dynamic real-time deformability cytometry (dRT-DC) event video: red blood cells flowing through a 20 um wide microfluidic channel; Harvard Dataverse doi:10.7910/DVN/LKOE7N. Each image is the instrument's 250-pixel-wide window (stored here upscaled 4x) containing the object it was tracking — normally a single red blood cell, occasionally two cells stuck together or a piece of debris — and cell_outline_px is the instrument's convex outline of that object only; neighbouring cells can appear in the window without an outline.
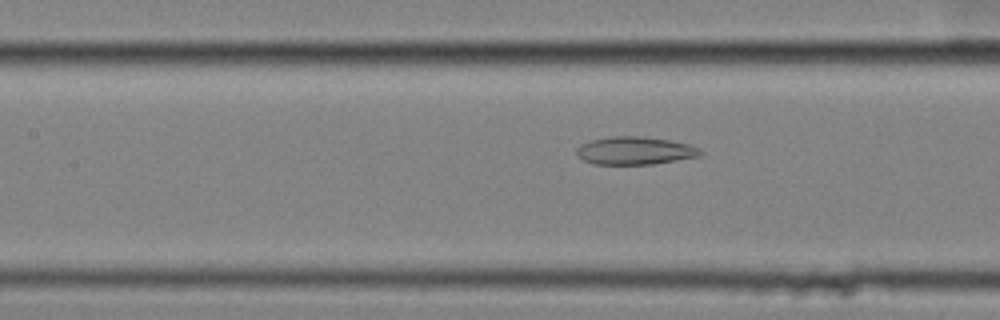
{"species": "common noctule bat (a hibernating species)", "species_latin": "Nyctalus noctula", "temperature_condition": "cold", "stored_images_in_passage": 54, "camera_frame_rate_fps": 3000, "um_per_image_px": 0.085, "animal": {"sex": "female", "body_mass_g": 25.1}, "frame": {"image": 1, "passage_image": 23, "time_ms": 7.333, "image_size_px": [1000, 320], "cell_outline_px": [[704, 152], [700, 156], [652, 164], [592, 164], [584, 160], [576, 152], [576, 148], [580, 144], [592, 140], [612, 136], [640, 136], [668, 140], [688, 144], [700, 148]], "centroid_in_image_um": [53.97, 12.8], "position_along_channel_um": 153.4, "area_um2": 20.0}}
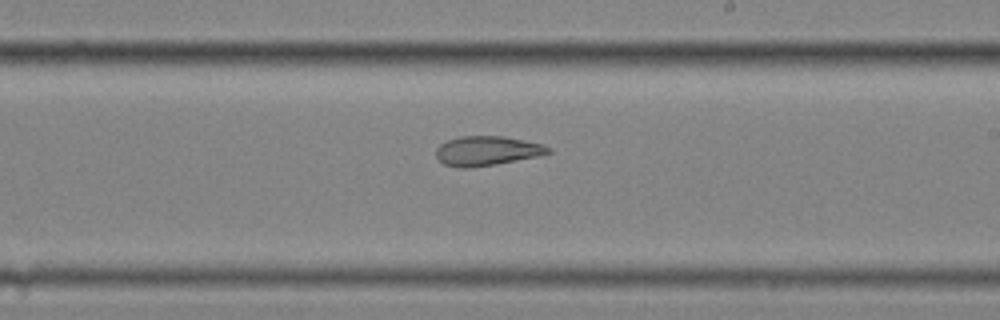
{"frame": {"image": 2, "passage_image": 31, "time_ms": 10.0, "image_size_px": [1000, 320], "cell_outline_px": [[552, 152], [536, 156], [496, 164], [468, 168], [460, 168], [444, 164], [436, 156], [436, 148], [440, 144], [448, 140], [460, 136], [504, 136], [544, 144], [552, 148]], "centroid_in_image_um": [41.4, 12.81], "position_along_channel_um": 247.6, "area_um2": 19.25}}
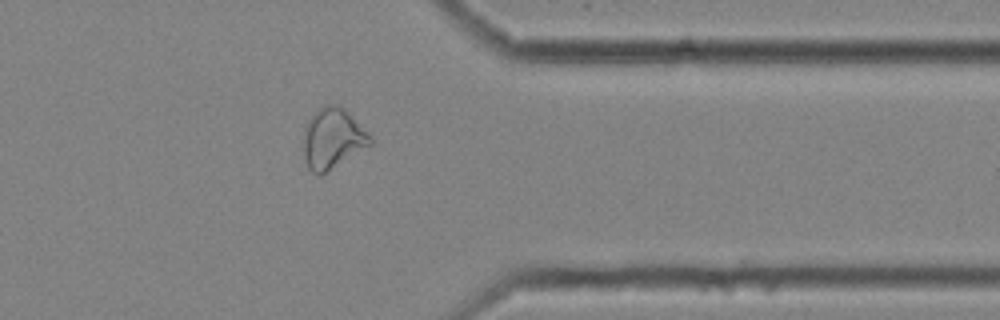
{"frame": {"image": 3, "passage_image": 43, "time_ms": 14.0, "image_size_px": [1000, 320], "cell_outline_px": [[372, 144], [320, 176], [316, 176], [308, 168], [304, 156], [304, 128], [308, 120], [320, 108], [328, 104], [340, 104], [372, 136]], "centroid_in_image_um": [28.28, 11.78], "position_along_channel_um": 383.1, "area_um2": 23.47}, "authors_computed_cell_mechanics": {"area_um2": 24.1315, "velocity_mm_per_s": 3.5385, "shape_relaxation_time_tau1_ms": null, "shape_relaxation_time_tau2_ms": 2.8745, "deformation_change_tau1": null, "deformation_change_tau2": 0.1079}}